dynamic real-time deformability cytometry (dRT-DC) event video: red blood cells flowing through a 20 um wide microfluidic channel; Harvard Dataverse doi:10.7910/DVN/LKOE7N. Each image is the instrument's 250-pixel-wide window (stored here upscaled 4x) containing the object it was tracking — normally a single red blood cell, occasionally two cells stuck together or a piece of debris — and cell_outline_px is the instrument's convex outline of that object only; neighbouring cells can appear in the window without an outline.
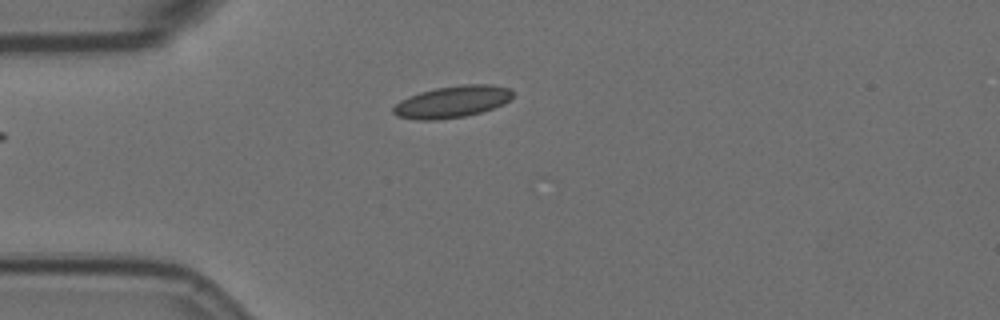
{"species": "Egyptian fruit bat (a non-hibernating species)", "species_latin": "Rousettus aegyptiacus", "temperature_condition": "room temperature", "stored_images_in_passage": 13, "camera_frame_rate_fps": 3000, "um_per_image_px": 0.085, "animal": {"sex": "female"}, "frame": {"image": 1, "passage_image": 2, "time_ms": 2.0, "image_size_px": [1000, 320], "cell_outline_px": [[512, 96], [504, 104], [480, 112], [464, 116], [436, 120], [416, 120], [396, 116], [392, 112], [392, 108], [400, 100], [408, 96], [420, 92], [436, 88], [460, 84], [492, 84], [508, 88], [512, 92]], "centroid_in_image_um": [38.39, 8.65], "position_along_channel_um": 46.6, "area_um2": 22.14}}
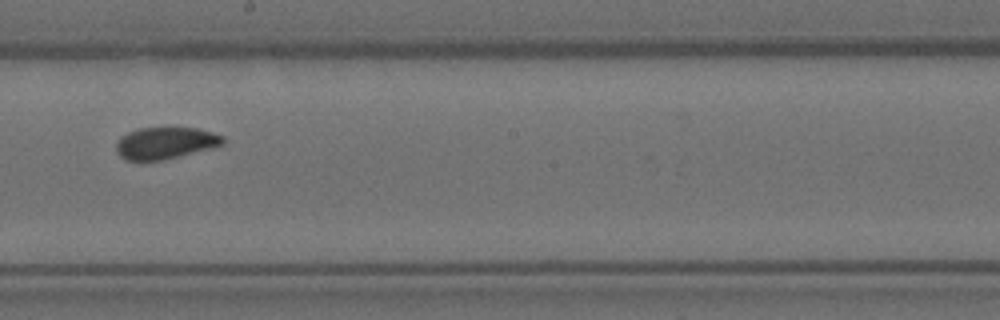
{"frame": {"image": 2, "passage_image": 7, "time_ms": 7.667, "image_size_px": [1000, 320], "cell_outline_px": [[224, 144], [212, 148], [164, 160], [128, 160], [120, 156], [116, 152], [116, 144], [120, 136], [128, 132], [140, 128], [200, 128], [224, 136]], "centroid_in_image_um": [14.07, 12.15], "position_along_channel_um": 234.1, "area_um2": 19.83}}
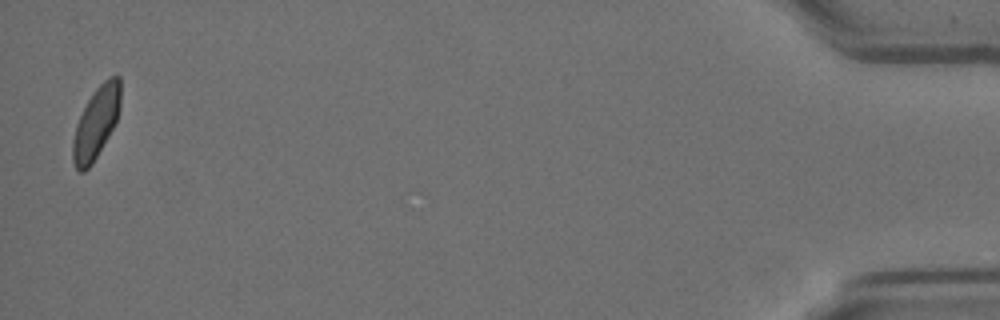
{"frame": {"image": 3, "passage_image": 13, "time_ms": 15.667, "image_size_px": [1000, 320], "cell_outline_px": [[120, 104], [116, 124], [92, 164], [84, 172], [80, 172], [76, 168], [72, 160], [72, 140], [76, 124], [88, 100], [96, 88], [108, 76], [120, 76]], "centroid_in_image_um": [8.17, 10.45], "position_along_channel_um": 427.0, "area_um2": 19.94}, "authors_computed_cell_mechanics": {"area_um2": 20.4612, "velocity_mm_per_s": 3.5689, "shape_relaxation_time_tau1_ms": 9.2828, "shape_relaxation_time_tau2_ms": null, "deformation_change_tau1": 0.1629, "deformation_change_tau2": null}}